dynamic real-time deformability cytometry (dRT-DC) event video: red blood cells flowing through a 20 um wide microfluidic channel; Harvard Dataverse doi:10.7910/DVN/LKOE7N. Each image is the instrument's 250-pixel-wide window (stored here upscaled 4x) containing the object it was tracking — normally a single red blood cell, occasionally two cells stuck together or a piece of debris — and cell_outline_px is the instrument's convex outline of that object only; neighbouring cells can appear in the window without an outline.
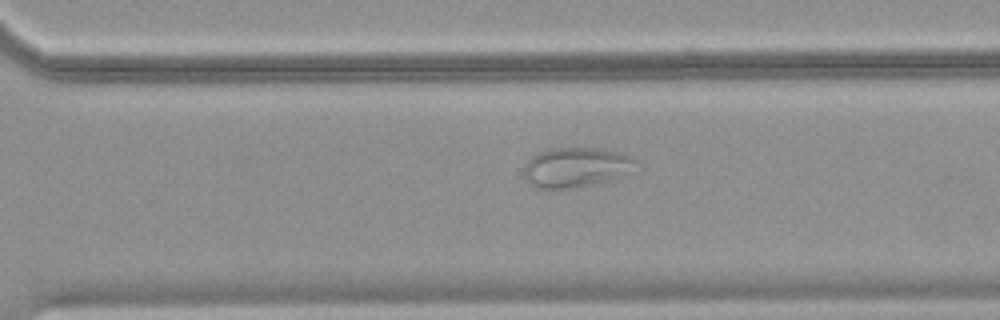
{"species": "common noctule bat (a hibernating species)", "species_latin": "Nyctalus noctula", "temperature_condition": "warm", "stored_images_in_passage": 50, "camera_frame_rate_fps": 3000, "um_per_image_px": 0.085, "animal": {"sex": "female", "body_mass_g": 18.4}, "frame": {"image": 1, "passage_image": 36, "time_ms": 11.667, "image_size_px": [1000, 320], "cell_outline_px": [[640, 160], [632, 172], [612, 180], [600, 184], [572, 188], [536, 188], [524, 176], [524, 168], [528, 160], [532, 156], [540, 152], [552, 148], [600, 148], [632, 156]], "centroid_in_image_um": [49.04, 14.23], "position_along_channel_um": 321.6, "area_um2": 26.3}}
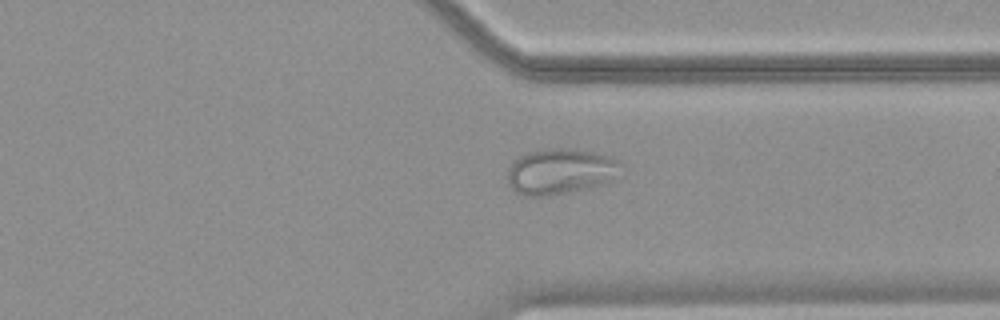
{"frame": {"image": 2, "passage_image": 39, "time_ms": 12.667, "image_size_px": [1000, 320], "cell_outline_px": [[624, 164], [612, 180], [588, 188], [548, 196], [524, 196], [516, 192], [508, 184], [508, 168], [520, 156], [528, 152], [552, 148], [572, 148], [592, 152], [608, 156]], "centroid_in_image_um": [47.62, 14.57], "position_along_channel_um": 363.8, "area_um2": 30.06}}
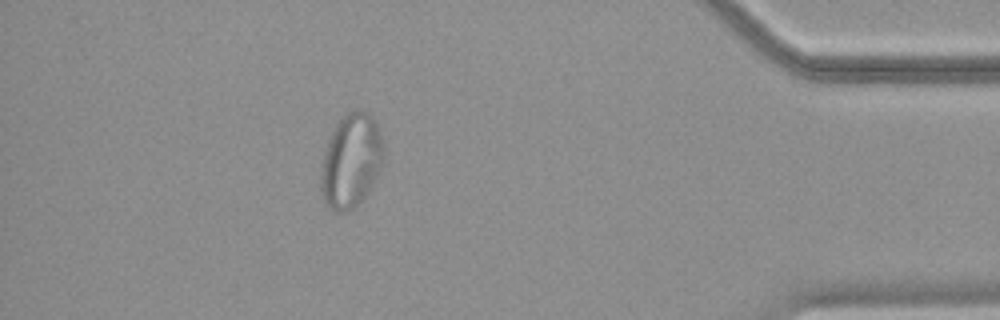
{"frame": {"image": 3, "passage_image": 45, "time_ms": 14.667, "image_size_px": [1000, 320], "cell_outline_px": [[384, 156], [380, 168], [368, 192], [352, 208], [344, 212], [336, 212], [324, 204], [320, 188], [320, 168], [328, 136], [336, 124], [348, 112], [368, 112], [372, 116], [380, 128], [384, 144]], "centroid_in_image_um": [29.82, 13.67], "position_along_channel_um": 405.4, "area_um2": 34.51}}